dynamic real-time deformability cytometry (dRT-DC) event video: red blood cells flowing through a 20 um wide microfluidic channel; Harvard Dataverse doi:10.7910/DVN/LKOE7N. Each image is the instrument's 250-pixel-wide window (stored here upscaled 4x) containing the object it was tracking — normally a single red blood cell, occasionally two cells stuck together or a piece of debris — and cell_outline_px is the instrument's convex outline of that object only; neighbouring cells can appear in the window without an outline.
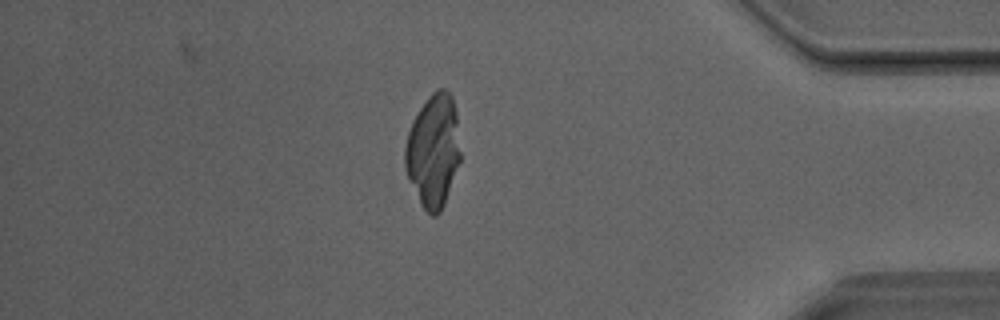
{"species": "Egyptian fruit bat (a non-hibernating species)", "species_latin": "Rousettus aegyptiacus", "temperature_condition": "room temperature", "stored_images_in_passage": 36, "camera_frame_rate_fps": 3000, "um_per_image_px": 0.085, "animal": {"sex": "male"}, "frame": {"image": 1, "passage_image": 31, "time_ms": 10.0, "image_size_px": [1000, 320], "cell_outline_px": [[460, 160], [444, 204], [440, 212], [436, 216], [432, 216], [420, 204], [408, 180], [404, 168], [404, 148], [408, 132], [412, 120], [428, 96], [436, 88], [444, 88], [452, 96], [456, 112], [460, 152]], "centroid_in_image_um": [36.8, 12.81], "position_along_channel_um": 398.4, "area_um2": 36.65}}